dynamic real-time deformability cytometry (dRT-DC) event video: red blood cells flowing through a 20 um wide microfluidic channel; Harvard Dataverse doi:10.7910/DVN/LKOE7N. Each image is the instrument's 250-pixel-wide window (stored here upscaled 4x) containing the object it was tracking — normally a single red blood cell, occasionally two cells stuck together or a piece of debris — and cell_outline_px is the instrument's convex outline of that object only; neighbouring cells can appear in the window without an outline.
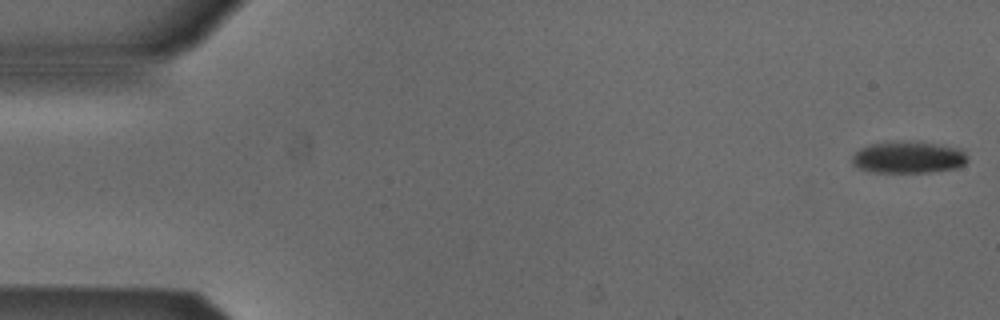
{"species": "Egyptian fruit bat (a non-hibernating species)", "species_latin": "Rousettus aegyptiacus", "temperature_condition": "cold", "stored_images_in_passage": 8, "camera_frame_rate_fps": 3000, "um_per_image_px": 0.085, "animal": {"sex": "male"}, "frame": {"image": 1, "passage_image": 1, "time_ms": 0.0, "image_size_px": [1000, 320], "cell_outline_px": [[968, 160], [964, 164], [956, 168], [932, 172], [872, 172], [860, 168], [852, 164], [852, 156], [860, 148], [868, 144], [932, 144], [960, 148], [968, 156]], "centroid_in_image_um": [77.22, 13.43], "position_along_channel_um": 7.8, "area_um2": 20.52}}